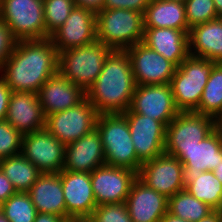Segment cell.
<instances>
[{"mask_svg": "<svg viewBox=\"0 0 222 222\" xmlns=\"http://www.w3.org/2000/svg\"><path fill=\"white\" fill-rule=\"evenodd\" d=\"M58 72V53L48 38L19 40L0 70L11 91L38 93Z\"/></svg>", "mask_w": 222, "mask_h": 222, "instance_id": "6da1fadb", "label": "cell"}, {"mask_svg": "<svg viewBox=\"0 0 222 222\" xmlns=\"http://www.w3.org/2000/svg\"><path fill=\"white\" fill-rule=\"evenodd\" d=\"M136 84L126 51L113 50L86 98L99 114L124 113L129 109Z\"/></svg>", "mask_w": 222, "mask_h": 222, "instance_id": "7a4b0ae2", "label": "cell"}, {"mask_svg": "<svg viewBox=\"0 0 222 222\" xmlns=\"http://www.w3.org/2000/svg\"><path fill=\"white\" fill-rule=\"evenodd\" d=\"M144 36L143 13L131 9H103L96 14V40L112 50L125 51Z\"/></svg>", "mask_w": 222, "mask_h": 222, "instance_id": "3957f363", "label": "cell"}, {"mask_svg": "<svg viewBox=\"0 0 222 222\" xmlns=\"http://www.w3.org/2000/svg\"><path fill=\"white\" fill-rule=\"evenodd\" d=\"M96 129L101 137L106 164L138 173L142 162L137 158L125 115L99 114Z\"/></svg>", "mask_w": 222, "mask_h": 222, "instance_id": "277c9868", "label": "cell"}, {"mask_svg": "<svg viewBox=\"0 0 222 222\" xmlns=\"http://www.w3.org/2000/svg\"><path fill=\"white\" fill-rule=\"evenodd\" d=\"M113 50L94 42L58 53V72L85 92L94 84Z\"/></svg>", "mask_w": 222, "mask_h": 222, "instance_id": "5b68a950", "label": "cell"}, {"mask_svg": "<svg viewBox=\"0 0 222 222\" xmlns=\"http://www.w3.org/2000/svg\"><path fill=\"white\" fill-rule=\"evenodd\" d=\"M216 62L188 56L177 68L171 79L175 105L180 112H195L202 92Z\"/></svg>", "mask_w": 222, "mask_h": 222, "instance_id": "8992f818", "label": "cell"}, {"mask_svg": "<svg viewBox=\"0 0 222 222\" xmlns=\"http://www.w3.org/2000/svg\"><path fill=\"white\" fill-rule=\"evenodd\" d=\"M0 18L17 41L45 38L43 0H0Z\"/></svg>", "mask_w": 222, "mask_h": 222, "instance_id": "52a82bcc", "label": "cell"}, {"mask_svg": "<svg viewBox=\"0 0 222 222\" xmlns=\"http://www.w3.org/2000/svg\"><path fill=\"white\" fill-rule=\"evenodd\" d=\"M215 130V118L195 112H179L166 126L165 153L175 157L192 149Z\"/></svg>", "mask_w": 222, "mask_h": 222, "instance_id": "ba28073f", "label": "cell"}, {"mask_svg": "<svg viewBox=\"0 0 222 222\" xmlns=\"http://www.w3.org/2000/svg\"><path fill=\"white\" fill-rule=\"evenodd\" d=\"M99 113L85 98L78 105L46 116L45 128L65 146L96 128Z\"/></svg>", "mask_w": 222, "mask_h": 222, "instance_id": "9c48e42d", "label": "cell"}, {"mask_svg": "<svg viewBox=\"0 0 222 222\" xmlns=\"http://www.w3.org/2000/svg\"><path fill=\"white\" fill-rule=\"evenodd\" d=\"M21 154L42 173H60L65 164V145L43 128L23 135Z\"/></svg>", "mask_w": 222, "mask_h": 222, "instance_id": "30bf717a", "label": "cell"}, {"mask_svg": "<svg viewBox=\"0 0 222 222\" xmlns=\"http://www.w3.org/2000/svg\"><path fill=\"white\" fill-rule=\"evenodd\" d=\"M123 114L128 122L137 158L142 163L165 153L166 126L162 122L129 109Z\"/></svg>", "mask_w": 222, "mask_h": 222, "instance_id": "8fae6325", "label": "cell"}, {"mask_svg": "<svg viewBox=\"0 0 222 222\" xmlns=\"http://www.w3.org/2000/svg\"><path fill=\"white\" fill-rule=\"evenodd\" d=\"M129 110L167 126L180 112L170 84L136 85Z\"/></svg>", "mask_w": 222, "mask_h": 222, "instance_id": "7c38bea8", "label": "cell"}, {"mask_svg": "<svg viewBox=\"0 0 222 222\" xmlns=\"http://www.w3.org/2000/svg\"><path fill=\"white\" fill-rule=\"evenodd\" d=\"M138 178L166 198L185 189L183 164L166 153L142 163Z\"/></svg>", "mask_w": 222, "mask_h": 222, "instance_id": "4fadbf2b", "label": "cell"}, {"mask_svg": "<svg viewBox=\"0 0 222 222\" xmlns=\"http://www.w3.org/2000/svg\"><path fill=\"white\" fill-rule=\"evenodd\" d=\"M131 60V67L136 85L170 84L177 66L161 54L136 43L125 50Z\"/></svg>", "mask_w": 222, "mask_h": 222, "instance_id": "5bb4252c", "label": "cell"}, {"mask_svg": "<svg viewBox=\"0 0 222 222\" xmlns=\"http://www.w3.org/2000/svg\"><path fill=\"white\" fill-rule=\"evenodd\" d=\"M137 177V172L127 168L107 164L96 168L90 179L97 206L126 202Z\"/></svg>", "mask_w": 222, "mask_h": 222, "instance_id": "9a60e30c", "label": "cell"}, {"mask_svg": "<svg viewBox=\"0 0 222 222\" xmlns=\"http://www.w3.org/2000/svg\"><path fill=\"white\" fill-rule=\"evenodd\" d=\"M183 164L185 187L205 171H213L222 159V139L215 129L192 149H182L176 156Z\"/></svg>", "mask_w": 222, "mask_h": 222, "instance_id": "2e32d148", "label": "cell"}, {"mask_svg": "<svg viewBox=\"0 0 222 222\" xmlns=\"http://www.w3.org/2000/svg\"><path fill=\"white\" fill-rule=\"evenodd\" d=\"M57 53L90 44L96 40V13L75 6L65 23L51 36Z\"/></svg>", "mask_w": 222, "mask_h": 222, "instance_id": "e0dca14e", "label": "cell"}, {"mask_svg": "<svg viewBox=\"0 0 222 222\" xmlns=\"http://www.w3.org/2000/svg\"><path fill=\"white\" fill-rule=\"evenodd\" d=\"M66 203V217L88 219L97 207L88 172H71L62 170L59 173Z\"/></svg>", "mask_w": 222, "mask_h": 222, "instance_id": "ac0fdd59", "label": "cell"}, {"mask_svg": "<svg viewBox=\"0 0 222 222\" xmlns=\"http://www.w3.org/2000/svg\"><path fill=\"white\" fill-rule=\"evenodd\" d=\"M5 120L22 135L45 128L46 117L38 93L13 91Z\"/></svg>", "mask_w": 222, "mask_h": 222, "instance_id": "d6986e66", "label": "cell"}, {"mask_svg": "<svg viewBox=\"0 0 222 222\" xmlns=\"http://www.w3.org/2000/svg\"><path fill=\"white\" fill-rule=\"evenodd\" d=\"M104 164H106L105 153L96 128L65 146L64 170L91 173Z\"/></svg>", "mask_w": 222, "mask_h": 222, "instance_id": "ffe728a7", "label": "cell"}, {"mask_svg": "<svg viewBox=\"0 0 222 222\" xmlns=\"http://www.w3.org/2000/svg\"><path fill=\"white\" fill-rule=\"evenodd\" d=\"M126 206L132 222H159L168 211V198L137 177L126 199Z\"/></svg>", "mask_w": 222, "mask_h": 222, "instance_id": "44dd1931", "label": "cell"}, {"mask_svg": "<svg viewBox=\"0 0 222 222\" xmlns=\"http://www.w3.org/2000/svg\"><path fill=\"white\" fill-rule=\"evenodd\" d=\"M38 97L46 117L78 105L86 92L57 72L42 85Z\"/></svg>", "mask_w": 222, "mask_h": 222, "instance_id": "7402d4cb", "label": "cell"}, {"mask_svg": "<svg viewBox=\"0 0 222 222\" xmlns=\"http://www.w3.org/2000/svg\"><path fill=\"white\" fill-rule=\"evenodd\" d=\"M188 34L172 28H144L142 43L178 67L190 55Z\"/></svg>", "mask_w": 222, "mask_h": 222, "instance_id": "603a6c76", "label": "cell"}, {"mask_svg": "<svg viewBox=\"0 0 222 222\" xmlns=\"http://www.w3.org/2000/svg\"><path fill=\"white\" fill-rule=\"evenodd\" d=\"M27 193L38 213L66 218V203L59 173H42Z\"/></svg>", "mask_w": 222, "mask_h": 222, "instance_id": "cb8c5ba5", "label": "cell"}, {"mask_svg": "<svg viewBox=\"0 0 222 222\" xmlns=\"http://www.w3.org/2000/svg\"><path fill=\"white\" fill-rule=\"evenodd\" d=\"M190 56L222 63V18L192 27L189 31Z\"/></svg>", "mask_w": 222, "mask_h": 222, "instance_id": "d4e9b609", "label": "cell"}, {"mask_svg": "<svg viewBox=\"0 0 222 222\" xmlns=\"http://www.w3.org/2000/svg\"><path fill=\"white\" fill-rule=\"evenodd\" d=\"M144 28H172L189 33L184 2L151 0L143 13Z\"/></svg>", "mask_w": 222, "mask_h": 222, "instance_id": "484cf974", "label": "cell"}, {"mask_svg": "<svg viewBox=\"0 0 222 222\" xmlns=\"http://www.w3.org/2000/svg\"><path fill=\"white\" fill-rule=\"evenodd\" d=\"M0 169L16 192H28L42 172L21 153L1 159Z\"/></svg>", "mask_w": 222, "mask_h": 222, "instance_id": "4316f807", "label": "cell"}, {"mask_svg": "<svg viewBox=\"0 0 222 222\" xmlns=\"http://www.w3.org/2000/svg\"><path fill=\"white\" fill-rule=\"evenodd\" d=\"M213 211L208 204L196 199L185 189L168 199V212L190 222H197Z\"/></svg>", "mask_w": 222, "mask_h": 222, "instance_id": "83f0119b", "label": "cell"}, {"mask_svg": "<svg viewBox=\"0 0 222 222\" xmlns=\"http://www.w3.org/2000/svg\"><path fill=\"white\" fill-rule=\"evenodd\" d=\"M185 190L214 210L222 211V183L212 171L202 172Z\"/></svg>", "mask_w": 222, "mask_h": 222, "instance_id": "f1b7e54d", "label": "cell"}, {"mask_svg": "<svg viewBox=\"0 0 222 222\" xmlns=\"http://www.w3.org/2000/svg\"><path fill=\"white\" fill-rule=\"evenodd\" d=\"M222 112V63H216L208 77L195 113L216 118Z\"/></svg>", "mask_w": 222, "mask_h": 222, "instance_id": "f546056e", "label": "cell"}, {"mask_svg": "<svg viewBox=\"0 0 222 222\" xmlns=\"http://www.w3.org/2000/svg\"><path fill=\"white\" fill-rule=\"evenodd\" d=\"M2 213L10 222H34L38 212L27 192H16L2 203Z\"/></svg>", "mask_w": 222, "mask_h": 222, "instance_id": "4dcf8cb0", "label": "cell"}, {"mask_svg": "<svg viewBox=\"0 0 222 222\" xmlns=\"http://www.w3.org/2000/svg\"><path fill=\"white\" fill-rule=\"evenodd\" d=\"M74 7V0H43L45 38L65 23Z\"/></svg>", "mask_w": 222, "mask_h": 222, "instance_id": "1f68e13d", "label": "cell"}, {"mask_svg": "<svg viewBox=\"0 0 222 222\" xmlns=\"http://www.w3.org/2000/svg\"><path fill=\"white\" fill-rule=\"evenodd\" d=\"M184 6L186 21L190 29L219 17L213 0H185Z\"/></svg>", "mask_w": 222, "mask_h": 222, "instance_id": "d6a6232c", "label": "cell"}, {"mask_svg": "<svg viewBox=\"0 0 222 222\" xmlns=\"http://www.w3.org/2000/svg\"><path fill=\"white\" fill-rule=\"evenodd\" d=\"M23 135L7 120L0 121V159L20 154Z\"/></svg>", "mask_w": 222, "mask_h": 222, "instance_id": "836d02e7", "label": "cell"}, {"mask_svg": "<svg viewBox=\"0 0 222 222\" xmlns=\"http://www.w3.org/2000/svg\"><path fill=\"white\" fill-rule=\"evenodd\" d=\"M88 222H132L126 202L97 206Z\"/></svg>", "mask_w": 222, "mask_h": 222, "instance_id": "e575fe53", "label": "cell"}, {"mask_svg": "<svg viewBox=\"0 0 222 222\" xmlns=\"http://www.w3.org/2000/svg\"><path fill=\"white\" fill-rule=\"evenodd\" d=\"M16 42L17 40L13 37L10 28L0 18V70L13 52Z\"/></svg>", "mask_w": 222, "mask_h": 222, "instance_id": "d590c367", "label": "cell"}, {"mask_svg": "<svg viewBox=\"0 0 222 222\" xmlns=\"http://www.w3.org/2000/svg\"><path fill=\"white\" fill-rule=\"evenodd\" d=\"M151 0H105L103 9H131L144 13Z\"/></svg>", "mask_w": 222, "mask_h": 222, "instance_id": "8d00e7d4", "label": "cell"}, {"mask_svg": "<svg viewBox=\"0 0 222 222\" xmlns=\"http://www.w3.org/2000/svg\"><path fill=\"white\" fill-rule=\"evenodd\" d=\"M11 93L10 87L0 76V121H4L6 118Z\"/></svg>", "mask_w": 222, "mask_h": 222, "instance_id": "74e56055", "label": "cell"}, {"mask_svg": "<svg viewBox=\"0 0 222 222\" xmlns=\"http://www.w3.org/2000/svg\"><path fill=\"white\" fill-rule=\"evenodd\" d=\"M15 193L16 190L14 189L12 182L0 169V202H5L9 197L14 195Z\"/></svg>", "mask_w": 222, "mask_h": 222, "instance_id": "f35d334b", "label": "cell"}, {"mask_svg": "<svg viewBox=\"0 0 222 222\" xmlns=\"http://www.w3.org/2000/svg\"><path fill=\"white\" fill-rule=\"evenodd\" d=\"M105 0H74V4L77 7L91 10L96 14L103 10Z\"/></svg>", "mask_w": 222, "mask_h": 222, "instance_id": "ab89813d", "label": "cell"}, {"mask_svg": "<svg viewBox=\"0 0 222 222\" xmlns=\"http://www.w3.org/2000/svg\"><path fill=\"white\" fill-rule=\"evenodd\" d=\"M62 218L55 214L37 213L34 222H60Z\"/></svg>", "mask_w": 222, "mask_h": 222, "instance_id": "60d3db41", "label": "cell"}, {"mask_svg": "<svg viewBox=\"0 0 222 222\" xmlns=\"http://www.w3.org/2000/svg\"><path fill=\"white\" fill-rule=\"evenodd\" d=\"M197 222H222V211L214 210L207 217L202 218Z\"/></svg>", "mask_w": 222, "mask_h": 222, "instance_id": "b9f144b4", "label": "cell"}, {"mask_svg": "<svg viewBox=\"0 0 222 222\" xmlns=\"http://www.w3.org/2000/svg\"><path fill=\"white\" fill-rule=\"evenodd\" d=\"M159 222H190V221L176 217L167 211Z\"/></svg>", "mask_w": 222, "mask_h": 222, "instance_id": "7bdbcfd3", "label": "cell"}, {"mask_svg": "<svg viewBox=\"0 0 222 222\" xmlns=\"http://www.w3.org/2000/svg\"><path fill=\"white\" fill-rule=\"evenodd\" d=\"M60 222H88V219L82 217H66L62 218Z\"/></svg>", "mask_w": 222, "mask_h": 222, "instance_id": "ee69618b", "label": "cell"}, {"mask_svg": "<svg viewBox=\"0 0 222 222\" xmlns=\"http://www.w3.org/2000/svg\"><path fill=\"white\" fill-rule=\"evenodd\" d=\"M212 172L222 183V159L221 162L216 165V168Z\"/></svg>", "mask_w": 222, "mask_h": 222, "instance_id": "f6af8a7d", "label": "cell"}, {"mask_svg": "<svg viewBox=\"0 0 222 222\" xmlns=\"http://www.w3.org/2000/svg\"><path fill=\"white\" fill-rule=\"evenodd\" d=\"M215 129L222 135V114H219L215 118Z\"/></svg>", "mask_w": 222, "mask_h": 222, "instance_id": "bcb514c9", "label": "cell"}, {"mask_svg": "<svg viewBox=\"0 0 222 222\" xmlns=\"http://www.w3.org/2000/svg\"><path fill=\"white\" fill-rule=\"evenodd\" d=\"M214 6L219 17H222V0H213Z\"/></svg>", "mask_w": 222, "mask_h": 222, "instance_id": "7dc6e473", "label": "cell"}, {"mask_svg": "<svg viewBox=\"0 0 222 222\" xmlns=\"http://www.w3.org/2000/svg\"><path fill=\"white\" fill-rule=\"evenodd\" d=\"M0 222H10L2 212H0Z\"/></svg>", "mask_w": 222, "mask_h": 222, "instance_id": "c3c4849f", "label": "cell"}, {"mask_svg": "<svg viewBox=\"0 0 222 222\" xmlns=\"http://www.w3.org/2000/svg\"><path fill=\"white\" fill-rule=\"evenodd\" d=\"M0 212H2V203L0 202Z\"/></svg>", "mask_w": 222, "mask_h": 222, "instance_id": "681fc988", "label": "cell"}]
</instances>
